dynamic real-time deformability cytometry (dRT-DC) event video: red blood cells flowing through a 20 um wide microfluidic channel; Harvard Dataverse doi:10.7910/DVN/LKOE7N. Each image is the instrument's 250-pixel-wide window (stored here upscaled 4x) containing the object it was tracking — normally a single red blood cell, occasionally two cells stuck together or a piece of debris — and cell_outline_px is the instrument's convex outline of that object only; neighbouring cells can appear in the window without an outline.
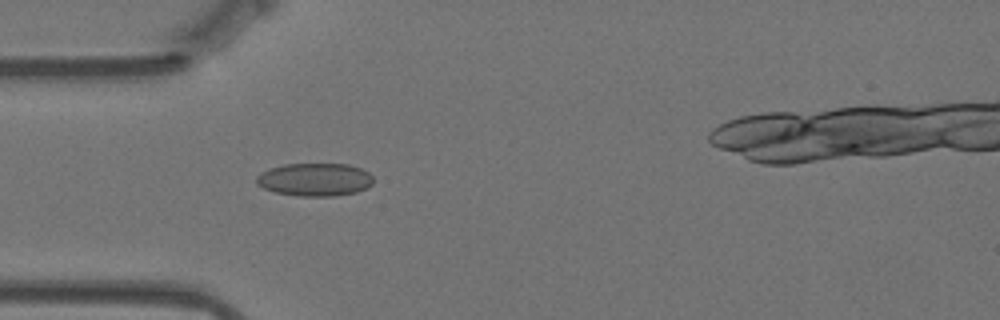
{"species": "Egyptian fruit bat (a non-hibernating species)", "species_latin": "Rousettus aegyptiacus", "temperature_condition": "warm", "stored_images_in_passage": 40, "camera_frame_rate_fps": 3000, "um_per_image_px": 0.085, "animal": {"sex": "female"}, "frame": {"image": 1, "passage_image": 4, "time_ms": 1.0, "image_size_px": [1000, 320], "cell_outline_px": [[372, 184], [356, 192], [336, 196], [300, 196], [276, 192], [264, 188], [256, 184], [256, 176], [260, 172], [268, 168], [284, 164], [348, 164], [360, 168], [368, 172], [372, 176]], "centroid_in_image_um": [26.73, 15.25], "position_along_channel_um": 58.3, "area_um2": 22.48}}
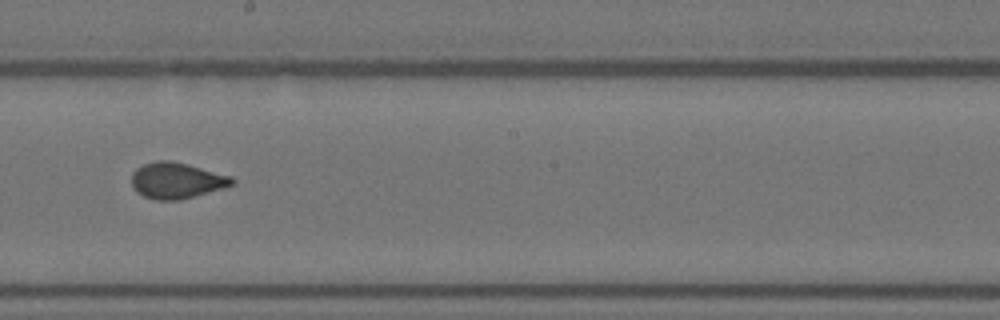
{"frame": {"image": 2, "passage_image": 19, "time_ms": 6.0, "image_size_px": [1000, 320], "cell_outline_px": [[236, 184], [224, 188], [180, 200], [152, 200], [136, 192], [132, 188], [132, 172], [136, 168], [144, 164], [156, 160], [172, 160], [188, 164], [232, 176], [236, 180]], "centroid_in_image_um": [15.02, 15.34], "position_along_channel_um": 233.2, "area_um2": 21.44}}
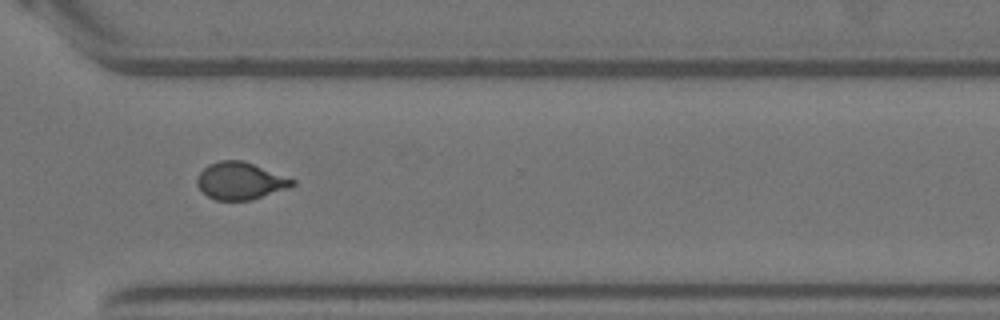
{"frame": {"image": 3, "passage_image": 29, "time_ms": 9.333, "image_size_px": [1000, 320], "cell_outline_px": [[296, 184], [252, 200], [216, 200], [208, 196], [196, 184], [196, 180], [200, 172], [208, 164], [220, 160], [244, 160], [296, 180]], "centroid_in_image_um": [20.41, 15.36], "position_along_channel_um": 350.2, "area_um2": 20.52}, "authors_computed_cell_mechanics": {"area_um2": 21.1259, "velocity_mm_per_s": 3.5139, "shape_relaxation_time_tau1_ms": 6.9572, "shape_relaxation_time_tau2_ms": null, "deformation_change_tau1": 0.135, "deformation_change_tau2": null}}